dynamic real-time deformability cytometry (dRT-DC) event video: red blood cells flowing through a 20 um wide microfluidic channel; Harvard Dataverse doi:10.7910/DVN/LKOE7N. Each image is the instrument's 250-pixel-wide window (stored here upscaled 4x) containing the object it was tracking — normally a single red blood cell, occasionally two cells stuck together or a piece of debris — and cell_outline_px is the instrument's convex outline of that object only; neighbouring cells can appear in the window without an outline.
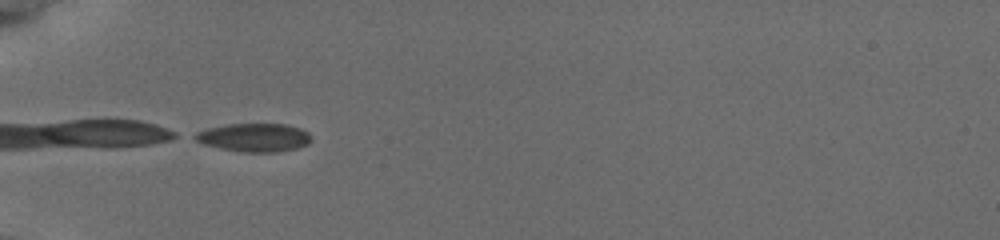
{"species": "common noctule bat (a hibernating species)", "species_latin": "Nyctalus noctula", "temperature_condition": "cold", "stored_images_in_passage": 20, "camera_frame_rate_fps": 3000, "um_per_image_px": 0.085, "animal": {"sex": "female", "body_mass_g": 19.5, "forearm_length_mm": 54.1}, "frame": {"image": 1, "passage_image": 1, "time_ms": 0.0, "image_size_px": [1000, 240], "cell_outline_px": [[312, 140], [308, 144], [296, 148], [276, 152], [240, 152], [220, 148], [204, 144], [188, 136], [196, 132], [208, 128], [224, 124], [288, 124], [300, 128], [308, 132], [312, 136]], "centroid_in_image_um": [21.59, 11.68], "position_along_channel_um": 63.4, "area_um2": 19.48}}
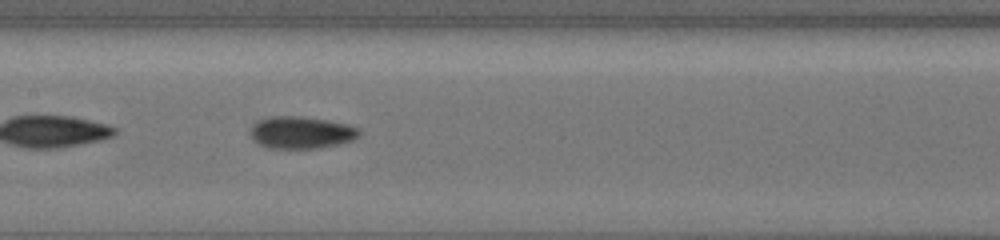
{"frame": {"image": 2, "passage_image": 10, "time_ms": 3.333, "image_size_px": [1000, 240], "cell_outline_px": [[360, 132], [352, 140], [340, 144], [320, 148], [268, 148], [252, 140], [248, 132], [248, 128], [256, 120], [272, 116], [300, 116], [328, 120], [348, 124], [360, 128]], "centroid_in_image_um": [25.54, 11.25], "position_along_channel_um": 181.9, "area_um2": 20.75}}
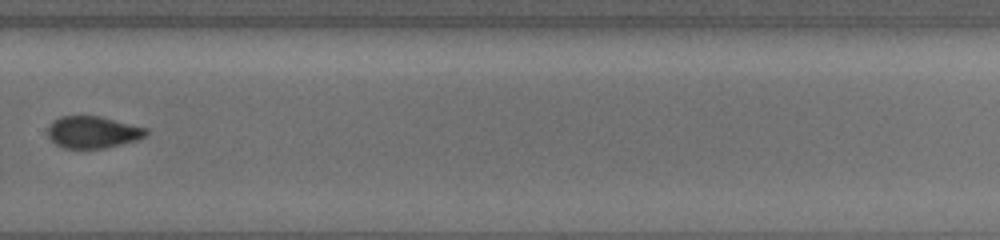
{"frame": {"image": 3, "passage_image": 19, "time_ms": 7.0, "image_size_px": [1000, 240], "cell_outline_px": [[148, 132], [144, 136], [136, 140], [104, 148], [64, 148], [56, 144], [48, 136], [48, 128], [60, 116], [100, 116], [148, 128]], "centroid_in_image_um": [7.91, 11.23], "position_along_channel_um": 321.9, "area_um2": 18.03}}